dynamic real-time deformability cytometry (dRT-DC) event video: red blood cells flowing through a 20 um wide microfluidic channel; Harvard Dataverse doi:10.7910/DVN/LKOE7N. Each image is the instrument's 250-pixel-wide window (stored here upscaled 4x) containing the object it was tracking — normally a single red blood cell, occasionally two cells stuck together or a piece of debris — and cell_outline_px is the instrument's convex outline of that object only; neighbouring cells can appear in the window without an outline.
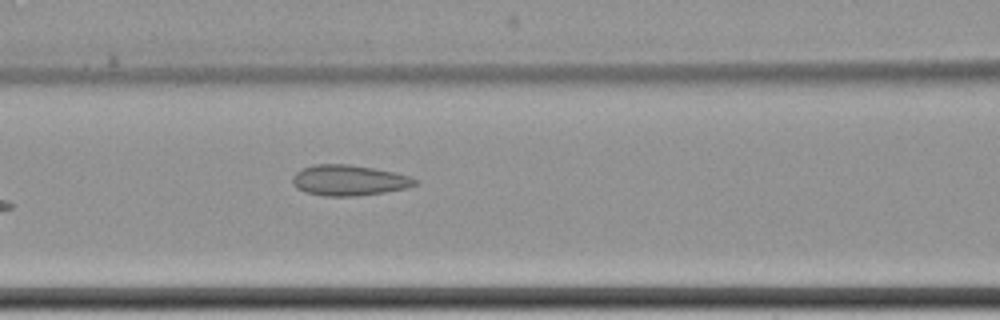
{"species": "common noctule bat (a hibernating species)", "species_latin": "Nyctalus noctula", "temperature_condition": "cold", "stored_images_in_passage": 9, "camera_frame_rate_fps": 3000, "um_per_image_px": 0.085, "animal": {"sex": "female", "body_mass_g": 22.7, "forearm_length_mm": 54.2}, "frame": {"image": 1, "passage_image": 9, "time_ms": 10.667, "image_size_px": [1000, 320], "cell_outline_px": [[420, 184], [408, 188], [384, 192], [356, 196], [324, 196], [304, 192], [296, 188], [292, 184], [292, 176], [296, 172], [312, 164], [348, 164], [396, 172], [412, 176], [420, 180]], "centroid_in_image_um": [29.7, 15.33], "position_along_channel_um": 136.9, "area_um2": 22.25}}